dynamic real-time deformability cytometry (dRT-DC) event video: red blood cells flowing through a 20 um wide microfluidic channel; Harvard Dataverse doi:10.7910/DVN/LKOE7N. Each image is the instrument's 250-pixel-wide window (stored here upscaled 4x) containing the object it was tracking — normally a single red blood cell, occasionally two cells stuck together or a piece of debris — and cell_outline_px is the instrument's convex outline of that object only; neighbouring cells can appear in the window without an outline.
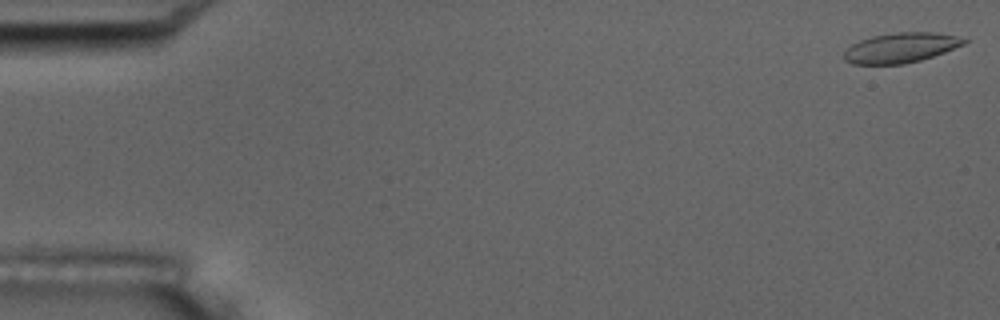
{"species": "common noctule bat (a hibernating species)", "species_latin": "Nyctalus noctula", "temperature_condition": "room temperature", "stored_images_in_passage": 15, "camera_frame_rate_fps": 3000, "um_per_image_px": 0.085, "animal": {"sex": "male", "body_mass_g": 17.5, "forearm_length_mm": 52.3}, "frame": {"image": 1, "passage_image": 1, "time_ms": 0.0, "image_size_px": [1000, 320], "cell_outline_px": [[972, 40], [964, 44], [944, 52], [920, 60], [904, 64], [852, 64], [844, 60], [844, 52], [852, 44], [860, 40], [872, 36], [896, 32], [936, 32], [956, 36]], "centroid_in_image_um": [76.58, 4.05], "position_along_channel_um": 8.4, "area_um2": 20.92}}
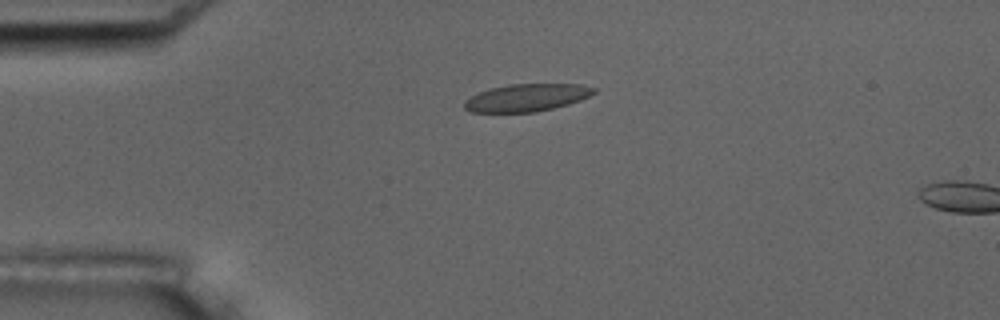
{"frame": {"image": 2, "passage_image": 13, "time_ms": 4.0, "image_size_px": [1000, 320], "cell_outline_px": [[596, 92], [580, 100], [568, 104], [536, 112], [472, 112], [464, 108], [464, 100], [488, 88], [508, 84], [580, 84], [596, 88]], "centroid_in_image_um": [44.76, 8.29], "position_along_channel_um": 40.2, "area_um2": 20.69}}